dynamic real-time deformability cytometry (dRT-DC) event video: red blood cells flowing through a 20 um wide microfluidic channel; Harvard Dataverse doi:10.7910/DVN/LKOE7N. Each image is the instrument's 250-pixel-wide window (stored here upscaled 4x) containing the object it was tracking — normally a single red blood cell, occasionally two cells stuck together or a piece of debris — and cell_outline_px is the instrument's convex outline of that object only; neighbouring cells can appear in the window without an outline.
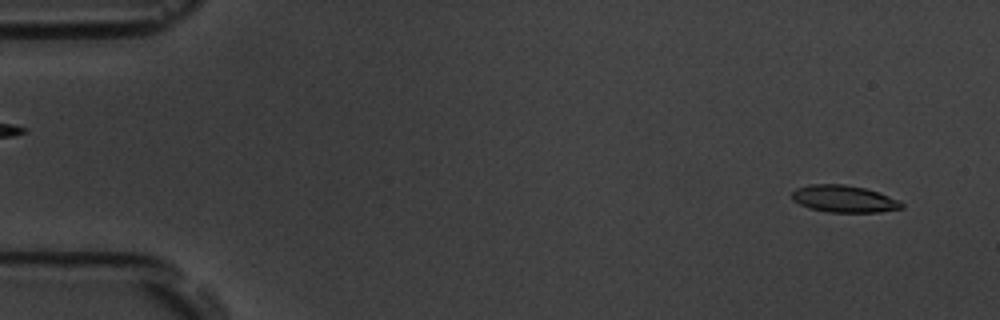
{"species": "common noctule bat (a hibernating species)", "species_latin": "Nyctalus noctula", "temperature_condition": "room temperature", "stored_images_in_passage": 14, "camera_frame_rate_fps": 3000, "um_per_image_px": 0.085, "animal": {"sex": "male", "body_mass_g": 19.5, "forearm_length_mm": 54.6}, "frame": {"image": 1, "passage_image": 3, "time_ms": 0.667, "image_size_px": [1000, 320], "cell_outline_px": [[904, 208], [880, 212], [828, 212], [808, 208], [792, 200], [792, 192], [796, 188], [808, 184], [844, 184], [864, 188], [900, 200], [904, 204]], "centroid_in_image_um": [71.73, 16.9], "position_along_channel_um": 13.3, "area_um2": 17.34}}